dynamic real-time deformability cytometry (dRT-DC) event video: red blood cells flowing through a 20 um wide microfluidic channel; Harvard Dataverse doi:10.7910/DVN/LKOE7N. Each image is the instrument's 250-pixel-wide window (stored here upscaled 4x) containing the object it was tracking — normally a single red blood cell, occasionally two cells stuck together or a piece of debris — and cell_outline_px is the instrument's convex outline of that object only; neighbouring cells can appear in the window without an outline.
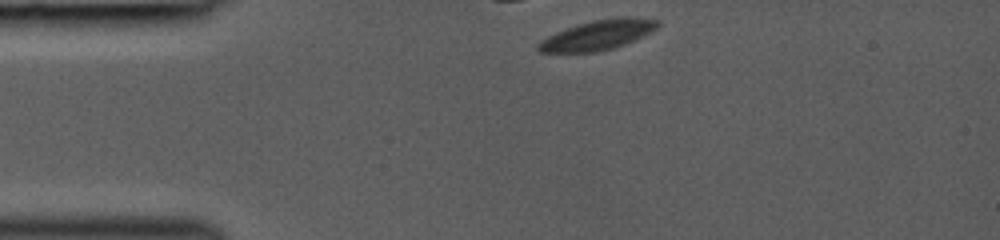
{"species": "common noctule bat (a hibernating species)", "species_latin": "Nyctalus noctula", "temperature_condition": "room temperature", "stored_images_in_passage": 30, "camera_frame_rate_fps": 3000, "um_per_image_px": 0.085, "animal": {"sex": "female", "body_mass_g": 19.0, "forearm_length_mm": 53.3}, "frame": {"image": 1, "passage_image": 1, "time_ms": 0.0, "image_size_px": [1000, 240], "cell_outline_px": [[660, 24], [652, 32], [624, 44], [612, 48], [596, 52], [540, 52], [536, 48], [536, 44], [548, 36], [556, 32], [592, 20], [616, 16], [628, 16], [660, 20]], "centroid_in_image_um": [50.84, 2.96], "position_along_channel_um": 34.2, "area_um2": 20.69}}